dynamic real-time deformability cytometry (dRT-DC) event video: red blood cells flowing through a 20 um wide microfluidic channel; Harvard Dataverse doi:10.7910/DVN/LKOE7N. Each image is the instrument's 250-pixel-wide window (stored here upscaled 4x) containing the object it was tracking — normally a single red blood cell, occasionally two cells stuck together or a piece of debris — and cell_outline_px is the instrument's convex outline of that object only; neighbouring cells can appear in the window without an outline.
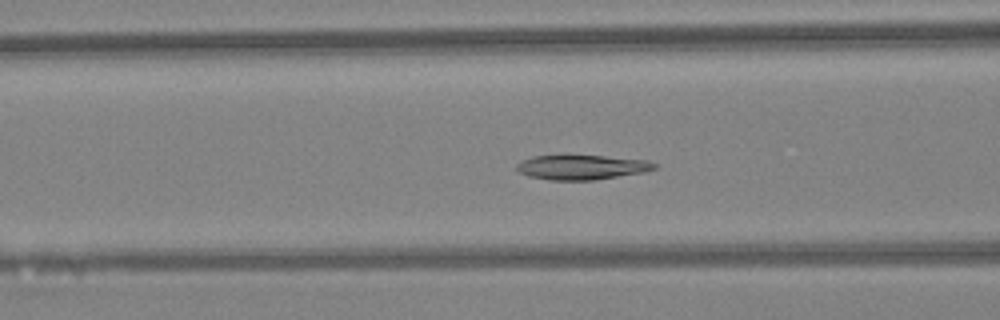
{"species": "Egyptian fruit bat (a non-hibernating species)", "species_latin": "Rousettus aegyptiacus", "temperature_condition": "warm", "stored_images_in_passage": 46, "camera_frame_rate_fps": 3000, "um_per_image_px": 0.085, "animal": {"sex": "female"}, "frame": {"image": 1, "passage_image": 18, "time_ms": 5.667, "image_size_px": [1000, 320], "cell_outline_px": [[656, 168], [644, 172], [596, 180], [548, 180], [528, 176], [520, 172], [516, 168], [516, 164], [532, 156], [604, 156], [648, 160], [656, 164]], "centroid_in_image_um": [49.46, 14.22], "position_along_channel_um": 117.1, "area_um2": 19.65}}
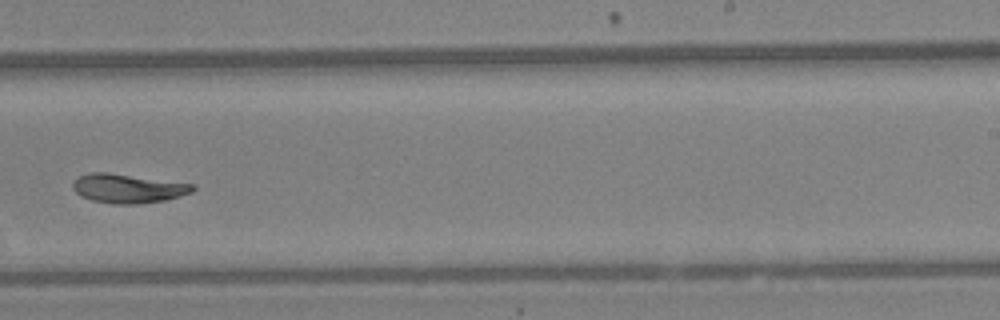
{"frame": {"image": 2, "passage_image": 29, "time_ms": 9.333, "image_size_px": [1000, 320], "cell_outline_px": [[196, 188], [192, 192], [180, 196], [164, 200], [136, 204], [112, 204], [92, 200], [80, 196], [72, 188], [72, 184], [80, 176], [92, 172], [104, 172], [196, 184]], "centroid_in_image_um": [10.89, 16.02], "position_along_channel_um": 278.1, "area_um2": 20.17}}
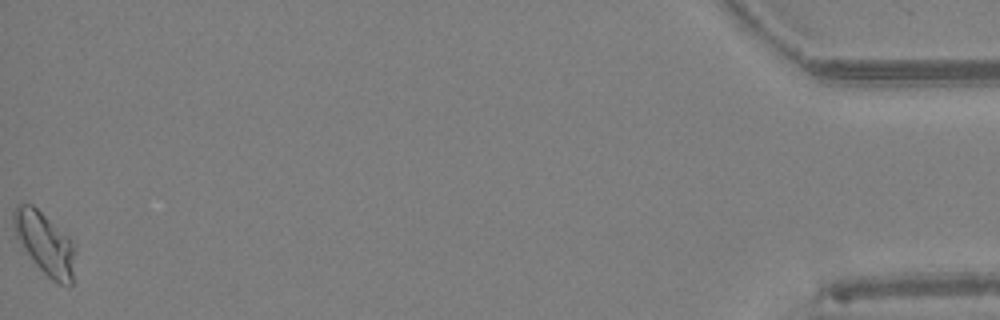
{"frame": {"image": 3, "passage_image": 46, "time_ms": 15.0, "image_size_px": [1000, 320], "cell_outline_px": [[76, 252], [72, 284], [68, 288], [56, 284], [28, 256], [20, 244], [16, 236], [12, 224], [12, 212], [20, 204], [32, 204], [68, 236]], "centroid_in_image_um": [3.82, 20.73], "position_along_channel_um": 431.4, "area_um2": 22.43}, "authors_computed_cell_mechanics": {"area_um2": 20.2589, "velocity_mm_per_s": 4.4073, "shape_relaxation_time_tau1_ms": 5.6045, "shape_relaxation_time_tau2_ms": 2.9171, "deformation_change_tau1": 0.142, "deformation_change_tau2": 0.0484}}